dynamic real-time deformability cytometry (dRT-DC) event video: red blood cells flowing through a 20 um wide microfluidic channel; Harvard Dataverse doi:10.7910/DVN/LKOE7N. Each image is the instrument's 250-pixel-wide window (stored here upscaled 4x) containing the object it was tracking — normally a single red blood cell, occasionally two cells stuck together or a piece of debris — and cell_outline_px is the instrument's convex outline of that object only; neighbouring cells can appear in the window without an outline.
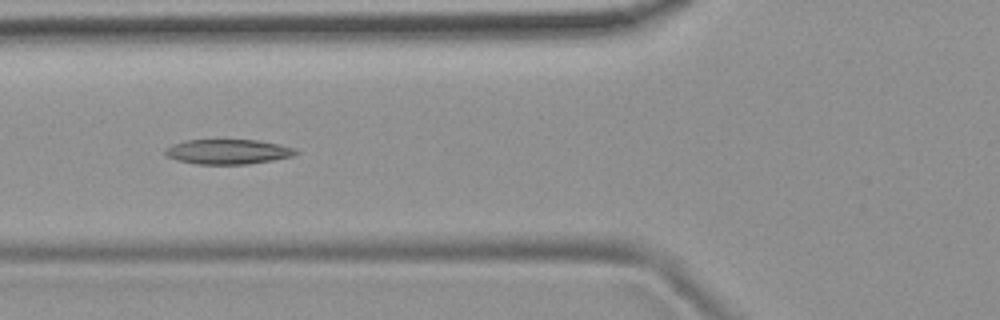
{"species": "common noctule bat (a hibernating species)", "species_latin": "Nyctalus noctula", "temperature_condition": "room temperature", "stored_images_in_passage": 8, "camera_frame_rate_fps": 3000, "um_per_image_px": 0.085, "animal": {"sex": "female", "body_mass_g": 19.9}, "frame": {"image": 1, "passage_image": 6, "time_ms": 1.667, "image_size_px": [1000, 320], "cell_outline_px": [[300, 152], [292, 156], [272, 160], [248, 164], [196, 164], [176, 160], [164, 156], [164, 148], [172, 144], [184, 140], [260, 140], [280, 144], [296, 148]], "centroid_in_image_um": [19.35, 12.89], "position_along_channel_um": 106.5, "area_um2": 19.19}}
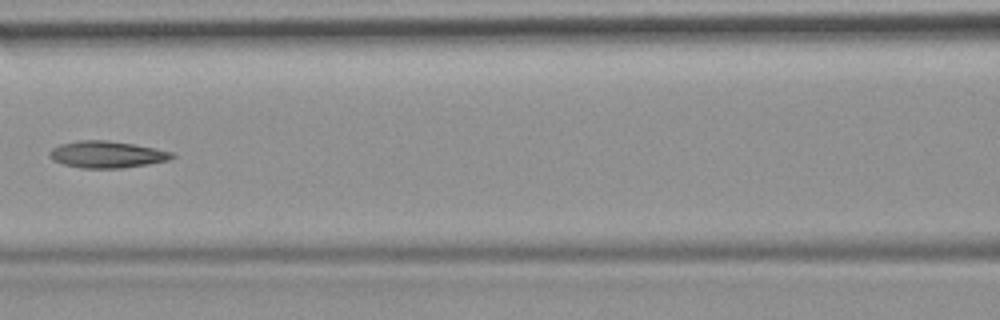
{"frame": {"image": 2, "passage_image": 7, "time_ms": 2.0, "image_size_px": [1000, 320], "cell_outline_px": [[176, 156], [168, 160], [148, 164], [120, 168], [80, 168], [64, 164], [52, 160], [48, 156], [48, 152], [52, 148], [60, 144], [80, 140], [104, 140], [132, 144], [172, 152]], "centroid_in_image_um": [9.03, 13.13], "position_along_channel_um": 157.6, "area_um2": 18.96}}
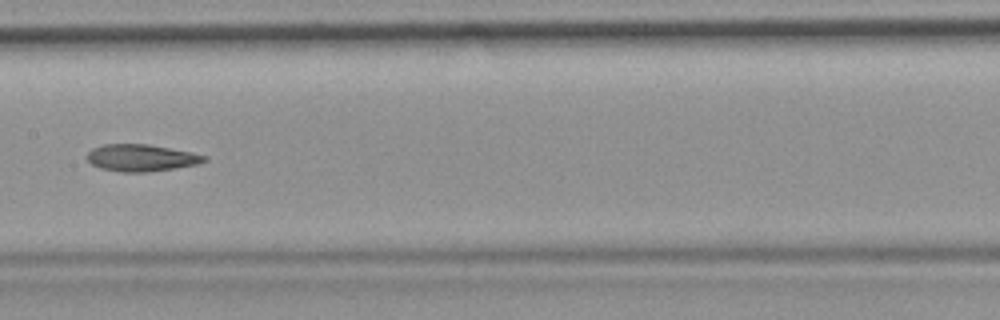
{"frame": {"image": 3, "passage_image": 8, "time_ms": 2.333, "image_size_px": [1000, 320], "cell_outline_px": [[208, 160], [196, 164], [148, 172], [120, 172], [100, 168], [92, 164], [88, 160], [88, 152], [92, 148], [104, 144], [148, 144], [192, 152], [208, 156]], "centroid_in_image_um": [12.01, 13.41], "position_along_channel_um": 195.4, "area_um2": 18.32}}